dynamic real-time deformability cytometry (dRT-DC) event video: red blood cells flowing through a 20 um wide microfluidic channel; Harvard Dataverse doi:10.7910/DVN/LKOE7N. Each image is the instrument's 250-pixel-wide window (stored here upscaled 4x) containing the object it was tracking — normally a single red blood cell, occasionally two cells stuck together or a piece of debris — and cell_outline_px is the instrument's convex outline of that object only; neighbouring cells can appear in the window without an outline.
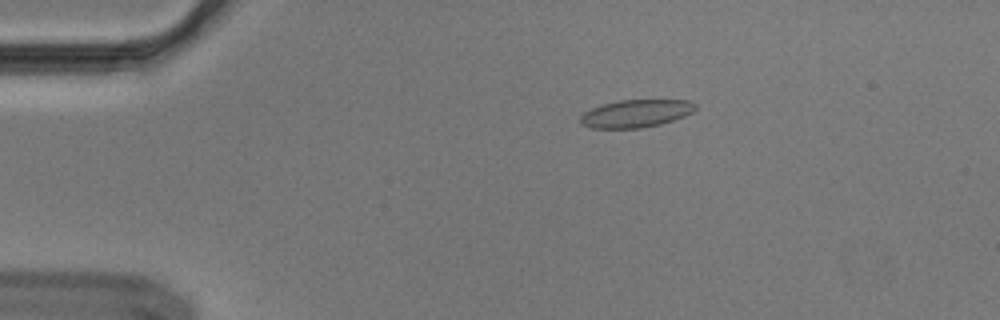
{"species": "Egyptian fruit bat (a non-hibernating species)", "species_latin": "Rousettus aegyptiacus", "temperature_condition": "cold", "stored_images_in_passage": 55, "camera_frame_rate_fps": 3000, "um_per_image_px": 0.085, "animal": {"sex": "male"}, "frame": {"image": 1, "passage_image": 11, "time_ms": 3.333, "image_size_px": [1000, 320], "cell_outline_px": [[696, 108], [692, 112], [684, 116], [660, 124], [640, 128], [592, 128], [580, 124], [580, 116], [584, 112], [600, 104], [620, 100], [688, 100], [696, 104]], "centroid_in_image_um": [54.02, 9.64], "position_along_channel_um": 31.0, "area_um2": 18.55}}
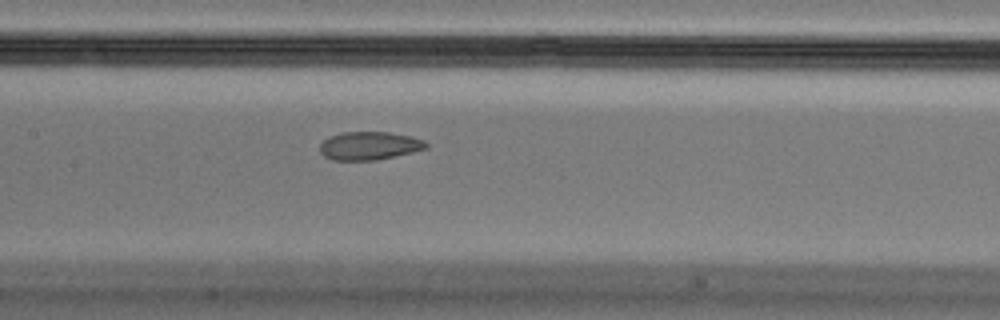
{"frame": {"image": 2, "passage_image": 27, "time_ms": 8.667, "image_size_px": [1000, 320], "cell_outline_px": [[428, 148], [412, 152], [376, 160], [332, 160], [324, 156], [320, 152], [320, 144], [328, 136], [340, 132], [388, 132], [412, 136], [424, 140], [428, 144]], "centroid_in_image_um": [31.38, 12.38], "position_along_channel_um": 176.0, "area_um2": 17.57}}
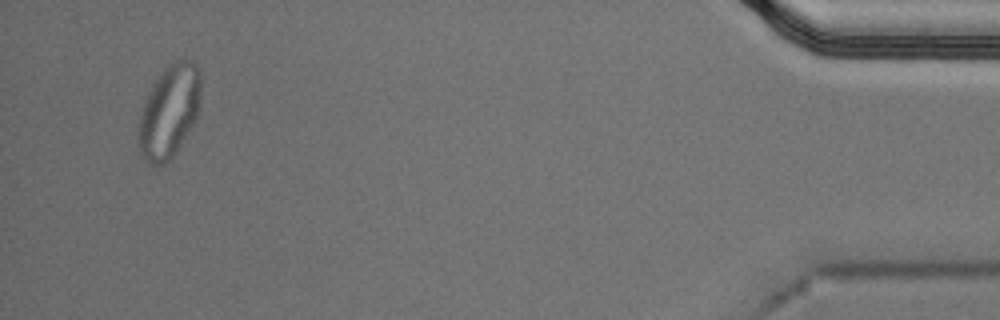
{"frame": {"image": 3, "passage_image": 53, "time_ms": 17.333, "image_size_px": [1000, 320], "cell_outline_px": [[200, 108], [196, 120], [176, 152], [164, 164], [148, 164], [140, 156], [136, 144], [136, 128], [144, 100], [152, 84], [164, 68], [176, 60], [184, 56], [192, 60], [200, 68]], "centroid_in_image_um": [14.35, 9.47], "position_along_channel_um": 420.8, "area_um2": 34.74}, "authors_computed_cell_mechanics": {"area_um2": 19.0162, "velocity_mm_per_s": 3.6755, "shape_relaxation_time_tau1_ms": null, "shape_relaxation_time_tau2_ms": 1.0475, "deformation_change_tau1": null, "deformation_change_tau2": 0.0568}}